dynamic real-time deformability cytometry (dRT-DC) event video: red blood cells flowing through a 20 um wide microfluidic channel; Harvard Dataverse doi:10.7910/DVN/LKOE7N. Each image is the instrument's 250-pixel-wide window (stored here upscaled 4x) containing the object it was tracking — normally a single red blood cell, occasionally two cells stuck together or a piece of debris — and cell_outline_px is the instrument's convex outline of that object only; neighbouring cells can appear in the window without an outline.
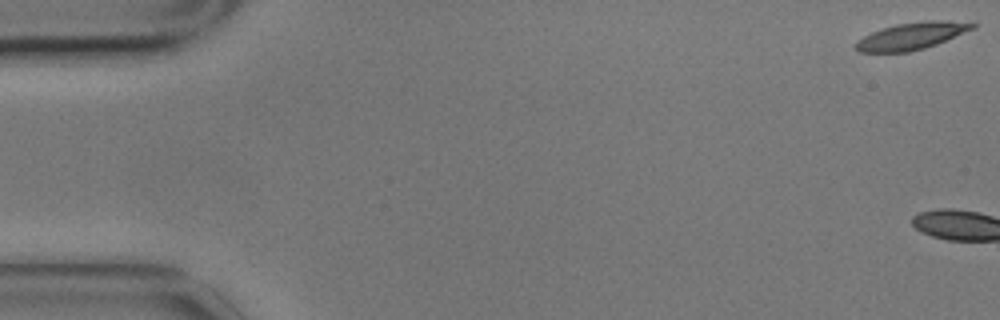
{"species": "common noctule bat (a hibernating species)", "species_latin": "Nyctalus noctula", "temperature_condition": "cold", "stored_images_in_passage": 4, "camera_frame_rate_fps": 3000, "um_per_image_px": 0.085, "animal": {"sex": "male", "body_mass_g": 17.9}, "frame": {"image": 1, "passage_image": 1, "time_ms": 0.0, "image_size_px": [1000, 320], "cell_outline_px": [[976, 28], [936, 44], [924, 48], [908, 52], [860, 52], [856, 48], [856, 40], [872, 32], [896, 24], [928, 20], [948, 20], [976, 24]], "centroid_in_image_um": [77.5, 3.05], "position_along_channel_um": 7.5, "area_um2": 18.21}}